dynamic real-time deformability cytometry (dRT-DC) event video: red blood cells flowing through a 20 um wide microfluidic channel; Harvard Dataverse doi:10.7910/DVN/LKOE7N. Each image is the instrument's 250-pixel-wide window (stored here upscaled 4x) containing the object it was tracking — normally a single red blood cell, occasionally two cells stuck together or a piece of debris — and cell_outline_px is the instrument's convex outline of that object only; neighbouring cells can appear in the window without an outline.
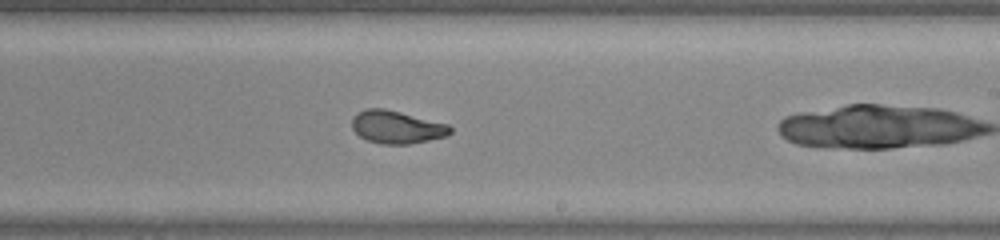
{"species": "common noctule bat (a hibernating species)", "species_latin": "Nyctalus noctula", "temperature_condition": "warm", "stored_images_in_passage": 23, "camera_frame_rate_fps": 3000, "um_per_image_px": 0.085, "animal": {"sex": "male", "body_mass_g": 20.0, "forearm_length_mm": 53.3}, "frame": {"image": 1, "passage_image": 14, "time_ms": 4.333, "image_size_px": [1000, 240], "cell_outline_px": [[452, 132], [448, 136], [408, 144], [380, 144], [368, 140], [360, 136], [352, 128], [352, 116], [356, 112], [364, 108], [384, 108], [448, 124], [452, 128]], "centroid_in_image_um": [33.7, 10.79], "position_along_channel_um": 255.3, "area_um2": 18.84}}